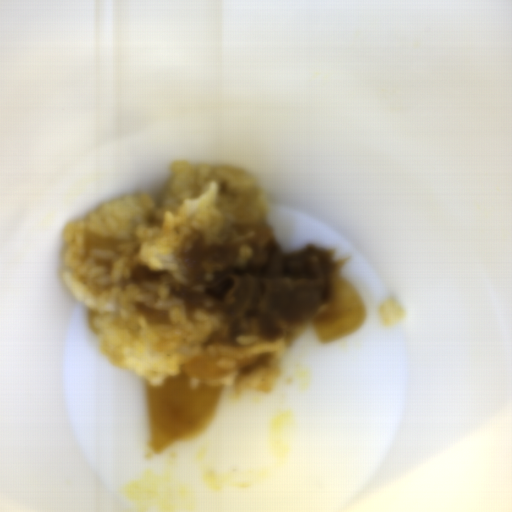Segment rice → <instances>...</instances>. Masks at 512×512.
I'll list each match as a JSON object with an SVG mask.
<instances>
[{
  "mask_svg": "<svg viewBox=\"0 0 512 512\" xmlns=\"http://www.w3.org/2000/svg\"><path fill=\"white\" fill-rule=\"evenodd\" d=\"M267 202L258 182L229 167L171 164V182L162 199L127 194L105 203L86 219L70 221L63 280L82 305L97 350L112 365L143 376L152 385L176 375L190 360L214 353L207 344L225 327L218 311L186 309L173 295L189 274L185 254L201 239L225 243L231 226L262 225ZM116 239L114 251H85V237ZM166 270L156 283L130 282L137 265ZM170 312L168 325L148 324L137 304Z\"/></svg>",
  "mask_w": 512,
  "mask_h": 512,
  "instance_id": "rice-1",
  "label": "rice"
},
{
  "mask_svg": "<svg viewBox=\"0 0 512 512\" xmlns=\"http://www.w3.org/2000/svg\"><path fill=\"white\" fill-rule=\"evenodd\" d=\"M286 346L274 353L271 364L265 369H260L249 375L241 376L235 358L222 357L219 364L231 373L223 379L222 385L229 386L236 394L245 390H252L254 393H272L281 375L280 363L285 353Z\"/></svg>",
  "mask_w": 512,
  "mask_h": 512,
  "instance_id": "rice-2",
  "label": "rice"
},
{
  "mask_svg": "<svg viewBox=\"0 0 512 512\" xmlns=\"http://www.w3.org/2000/svg\"><path fill=\"white\" fill-rule=\"evenodd\" d=\"M405 310L398 300L387 299L377 308L383 326H394L401 322Z\"/></svg>",
  "mask_w": 512,
  "mask_h": 512,
  "instance_id": "rice-3",
  "label": "rice"
}]
</instances>
